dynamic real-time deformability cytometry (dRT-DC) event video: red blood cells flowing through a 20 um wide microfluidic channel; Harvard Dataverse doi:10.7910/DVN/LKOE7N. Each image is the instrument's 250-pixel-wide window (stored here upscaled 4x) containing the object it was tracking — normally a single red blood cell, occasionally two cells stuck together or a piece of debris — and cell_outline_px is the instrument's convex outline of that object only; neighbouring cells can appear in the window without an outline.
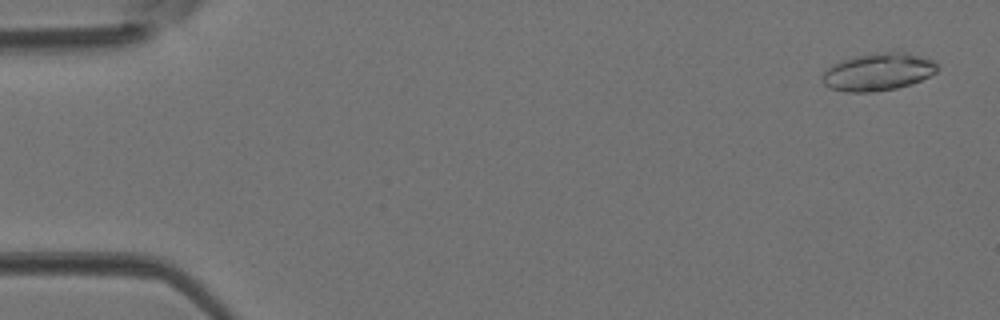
{"species": "Egyptian fruit bat (a non-hibernating species)", "species_latin": "Rousettus aegyptiacus", "temperature_condition": "room temperature", "stored_images_in_passage": 44, "camera_frame_rate_fps": 3000, "um_per_image_px": 0.085, "animal": {"sex": "female"}, "frame": {"image": 1, "passage_image": 2, "time_ms": 0.333, "image_size_px": [1000, 320], "cell_outline_px": [[936, 72], [912, 84], [896, 88], [876, 92], [844, 92], [828, 88], [824, 84], [824, 72], [832, 64], [844, 60], [860, 56], [884, 52], [904, 52], [920, 56], [932, 60], [936, 64]], "centroid_in_image_um": [74.63, 6.14], "position_along_channel_um": 10.4, "area_um2": 24.68}}
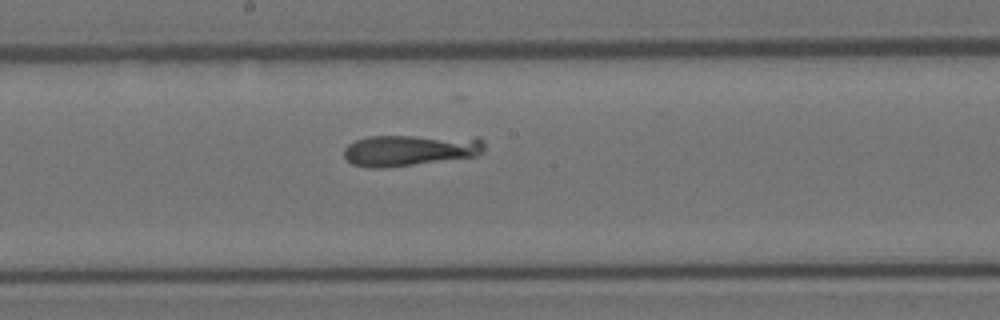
{"frame": {"image": 2, "passage_image": 24, "time_ms": 7.667, "image_size_px": [1000, 320], "cell_outline_px": [[484, 152], [476, 156], [384, 168], [368, 168], [352, 164], [344, 156], [344, 148], [348, 144], [356, 140], [368, 136], [480, 136], [484, 140]], "centroid_in_image_um": [34.9, 12.75], "position_along_channel_um": 213.3, "area_um2": 26.01}}
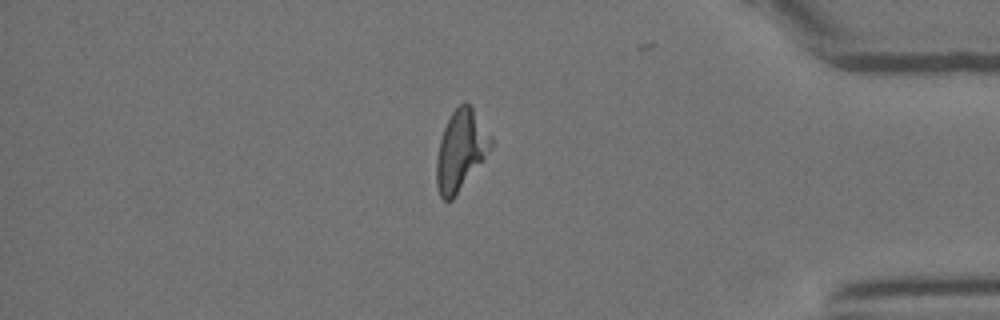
{"frame": {"image": 3, "passage_image": 38, "time_ms": 12.333, "image_size_px": [1000, 320], "cell_outline_px": [[492, 148], [484, 160], [452, 200], [444, 200], [440, 196], [436, 184], [436, 160], [440, 140], [444, 128], [452, 112], [464, 100], [472, 104], [492, 136]], "centroid_in_image_um": [39.19, 12.74], "position_along_channel_um": 396.0, "area_um2": 25.72}}